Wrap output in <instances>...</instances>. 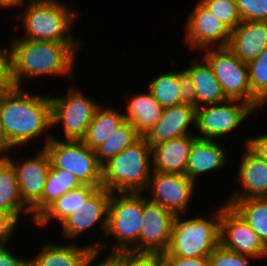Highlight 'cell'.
<instances>
[{
  "label": "cell",
  "mask_w": 267,
  "mask_h": 266,
  "mask_svg": "<svg viewBox=\"0 0 267 266\" xmlns=\"http://www.w3.org/2000/svg\"><path fill=\"white\" fill-rule=\"evenodd\" d=\"M255 111L250 104L235 99L197 107L194 129L197 128L196 131L198 130L201 136H196L209 140L224 137Z\"/></svg>",
  "instance_id": "obj_10"
},
{
  "label": "cell",
  "mask_w": 267,
  "mask_h": 266,
  "mask_svg": "<svg viewBox=\"0 0 267 266\" xmlns=\"http://www.w3.org/2000/svg\"><path fill=\"white\" fill-rule=\"evenodd\" d=\"M140 137L135 127L125 120L103 144L94 150L98 162L103 165L110 158L131 146Z\"/></svg>",
  "instance_id": "obj_29"
},
{
  "label": "cell",
  "mask_w": 267,
  "mask_h": 266,
  "mask_svg": "<svg viewBox=\"0 0 267 266\" xmlns=\"http://www.w3.org/2000/svg\"><path fill=\"white\" fill-rule=\"evenodd\" d=\"M230 31L242 21L235 0H199Z\"/></svg>",
  "instance_id": "obj_33"
},
{
  "label": "cell",
  "mask_w": 267,
  "mask_h": 266,
  "mask_svg": "<svg viewBox=\"0 0 267 266\" xmlns=\"http://www.w3.org/2000/svg\"><path fill=\"white\" fill-rule=\"evenodd\" d=\"M196 108L180 104L163 108L160 119L144 136L150 146L172 139L194 135L188 129L192 124L195 127Z\"/></svg>",
  "instance_id": "obj_17"
},
{
  "label": "cell",
  "mask_w": 267,
  "mask_h": 266,
  "mask_svg": "<svg viewBox=\"0 0 267 266\" xmlns=\"http://www.w3.org/2000/svg\"><path fill=\"white\" fill-rule=\"evenodd\" d=\"M241 21H267V0H235Z\"/></svg>",
  "instance_id": "obj_35"
},
{
  "label": "cell",
  "mask_w": 267,
  "mask_h": 266,
  "mask_svg": "<svg viewBox=\"0 0 267 266\" xmlns=\"http://www.w3.org/2000/svg\"><path fill=\"white\" fill-rule=\"evenodd\" d=\"M196 139V135H187L152 145V171L186 174L190 149Z\"/></svg>",
  "instance_id": "obj_20"
},
{
  "label": "cell",
  "mask_w": 267,
  "mask_h": 266,
  "mask_svg": "<svg viewBox=\"0 0 267 266\" xmlns=\"http://www.w3.org/2000/svg\"><path fill=\"white\" fill-rule=\"evenodd\" d=\"M117 194L111 193L108 203L106 237L109 235L116 238L109 253L139 252V234L143 220L142 193Z\"/></svg>",
  "instance_id": "obj_6"
},
{
  "label": "cell",
  "mask_w": 267,
  "mask_h": 266,
  "mask_svg": "<svg viewBox=\"0 0 267 266\" xmlns=\"http://www.w3.org/2000/svg\"><path fill=\"white\" fill-rule=\"evenodd\" d=\"M161 259L158 253L118 251V266H157Z\"/></svg>",
  "instance_id": "obj_36"
},
{
  "label": "cell",
  "mask_w": 267,
  "mask_h": 266,
  "mask_svg": "<svg viewBox=\"0 0 267 266\" xmlns=\"http://www.w3.org/2000/svg\"><path fill=\"white\" fill-rule=\"evenodd\" d=\"M126 108L125 120L135 127L141 137H144L156 124L163 111V107L148 90L147 93L132 96Z\"/></svg>",
  "instance_id": "obj_24"
},
{
  "label": "cell",
  "mask_w": 267,
  "mask_h": 266,
  "mask_svg": "<svg viewBox=\"0 0 267 266\" xmlns=\"http://www.w3.org/2000/svg\"><path fill=\"white\" fill-rule=\"evenodd\" d=\"M9 153L4 156L15 168L19 186L20 198L31 210L32 223L42 213V195L51 162L45 148H41L34 157L26 158L22 162L13 161Z\"/></svg>",
  "instance_id": "obj_11"
},
{
  "label": "cell",
  "mask_w": 267,
  "mask_h": 266,
  "mask_svg": "<svg viewBox=\"0 0 267 266\" xmlns=\"http://www.w3.org/2000/svg\"><path fill=\"white\" fill-rule=\"evenodd\" d=\"M103 243L96 242L82 246L72 242L64 245L46 242L41 251L29 259V266H84L93 250L101 252L104 249L106 243Z\"/></svg>",
  "instance_id": "obj_21"
},
{
  "label": "cell",
  "mask_w": 267,
  "mask_h": 266,
  "mask_svg": "<svg viewBox=\"0 0 267 266\" xmlns=\"http://www.w3.org/2000/svg\"><path fill=\"white\" fill-rule=\"evenodd\" d=\"M204 59L211 66L228 99L241 100L256 111L262 104L252 95L249 85L248 65L236 57L227 47L203 49Z\"/></svg>",
  "instance_id": "obj_8"
},
{
  "label": "cell",
  "mask_w": 267,
  "mask_h": 266,
  "mask_svg": "<svg viewBox=\"0 0 267 266\" xmlns=\"http://www.w3.org/2000/svg\"><path fill=\"white\" fill-rule=\"evenodd\" d=\"M0 266H29V260L18 258L6 245H0Z\"/></svg>",
  "instance_id": "obj_42"
},
{
  "label": "cell",
  "mask_w": 267,
  "mask_h": 266,
  "mask_svg": "<svg viewBox=\"0 0 267 266\" xmlns=\"http://www.w3.org/2000/svg\"><path fill=\"white\" fill-rule=\"evenodd\" d=\"M81 186L80 181L70 172L50 166L42 195V212L55 200Z\"/></svg>",
  "instance_id": "obj_30"
},
{
  "label": "cell",
  "mask_w": 267,
  "mask_h": 266,
  "mask_svg": "<svg viewBox=\"0 0 267 266\" xmlns=\"http://www.w3.org/2000/svg\"><path fill=\"white\" fill-rule=\"evenodd\" d=\"M195 182L186 174L152 171L146 190L151 189V202L157 203L174 215H185L194 196Z\"/></svg>",
  "instance_id": "obj_13"
},
{
  "label": "cell",
  "mask_w": 267,
  "mask_h": 266,
  "mask_svg": "<svg viewBox=\"0 0 267 266\" xmlns=\"http://www.w3.org/2000/svg\"><path fill=\"white\" fill-rule=\"evenodd\" d=\"M19 221L10 213L0 210V245H7Z\"/></svg>",
  "instance_id": "obj_39"
},
{
  "label": "cell",
  "mask_w": 267,
  "mask_h": 266,
  "mask_svg": "<svg viewBox=\"0 0 267 266\" xmlns=\"http://www.w3.org/2000/svg\"><path fill=\"white\" fill-rule=\"evenodd\" d=\"M244 142V145L267 162V134L247 138Z\"/></svg>",
  "instance_id": "obj_41"
},
{
  "label": "cell",
  "mask_w": 267,
  "mask_h": 266,
  "mask_svg": "<svg viewBox=\"0 0 267 266\" xmlns=\"http://www.w3.org/2000/svg\"><path fill=\"white\" fill-rule=\"evenodd\" d=\"M13 87L9 50L0 47V97Z\"/></svg>",
  "instance_id": "obj_38"
},
{
  "label": "cell",
  "mask_w": 267,
  "mask_h": 266,
  "mask_svg": "<svg viewBox=\"0 0 267 266\" xmlns=\"http://www.w3.org/2000/svg\"><path fill=\"white\" fill-rule=\"evenodd\" d=\"M0 210L12 214L18 221L21 213L31 215L20 198L15 168L4 156H0Z\"/></svg>",
  "instance_id": "obj_25"
},
{
  "label": "cell",
  "mask_w": 267,
  "mask_h": 266,
  "mask_svg": "<svg viewBox=\"0 0 267 266\" xmlns=\"http://www.w3.org/2000/svg\"><path fill=\"white\" fill-rule=\"evenodd\" d=\"M147 89L163 108L181 104L178 71L155 76Z\"/></svg>",
  "instance_id": "obj_31"
},
{
  "label": "cell",
  "mask_w": 267,
  "mask_h": 266,
  "mask_svg": "<svg viewBox=\"0 0 267 266\" xmlns=\"http://www.w3.org/2000/svg\"><path fill=\"white\" fill-rule=\"evenodd\" d=\"M178 85L180 86L181 104L197 108V95L190 75L183 69L178 70Z\"/></svg>",
  "instance_id": "obj_37"
},
{
  "label": "cell",
  "mask_w": 267,
  "mask_h": 266,
  "mask_svg": "<svg viewBox=\"0 0 267 266\" xmlns=\"http://www.w3.org/2000/svg\"><path fill=\"white\" fill-rule=\"evenodd\" d=\"M71 9L59 0H30L18 16L25 29L20 39L80 42L68 32L79 15Z\"/></svg>",
  "instance_id": "obj_4"
},
{
  "label": "cell",
  "mask_w": 267,
  "mask_h": 266,
  "mask_svg": "<svg viewBox=\"0 0 267 266\" xmlns=\"http://www.w3.org/2000/svg\"><path fill=\"white\" fill-rule=\"evenodd\" d=\"M210 266H250V260L255 258L236 253L219 244L208 256Z\"/></svg>",
  "instance_id": "obj_34"
},
{
  "label": "cell",
  "mask_w": 267,
  "mask_h": 266,
  "mask_svg": "<svg viewBox=\"0 0 267 266\" xmlns=\"http://www.w3.org/2000/svg\"><path fill=\"white\" fill-rule=\"evenodd\" d=\"M151 146L140 137L102 165V187L112 193L146 191L151 173Z\"/></svg>",
  "instance_id": "obj_3"
},
{
  "label": "cell",
  "mask_w": 267,
  "mask_h": 266,
  "mask_svg": "<svg viewBox=\"0 0 267 266\" xmlns=\"http://www.w3.org/2000/svg\"><path fill=\"white\" fill-rule=\"evenodd\" d=\"M99 187L82 185L80 188L71 190L62 197L51 203L34 221L36 226L43 227L52 219L63 221L74 209Z\"/></svg>",
  "instance_id": "obj_28"
},
{
  "label": "cell",
  "mask_w": 267,
  "mask_h": 266,
  "mask_svg": "<svg viewBox=\"0 0 267 266\" xmlns=\"http://www.w3.org/2000/svg\"><path fill=\"white\" fill-rule=\"evenodd\" d=\"M220 244L255 259L267 256V247L252 228L229 205H221Z\"/></svg>",
  "instance_id": "obj_12"
},
{
  "label": "cell",
  "mask_w": 267,
  "mask_h": 266,
  "mask_svg": "<svg viewBox=\"0 0 267 266\" xmlns=\"http://www.w3.org/2000/svg\"><path fill=\"white\" fill-rule=\"evenodd\" d=\"M9 49L14 87L40 75L71 77L76 66L80 42L25 40L16 37ZM75 65V66H74Z\"/></svg>",
  "instance_id": "obj_1"
},
{
  "label": "cell",
  "mask_w": 267,
  "mask_h": 266,
  "mask_svg": "<svg viewBox=\"0 0 267 266\" xmlns=\"http://www.w3.org/2000/svg\"><path fill=\"white\" fill-rule=\"evenodd\" d=\"M218 209L210 220L203 216L185 220L183 215H175L171 241L162 256L208 257L220 244L221 206Z\"/></svg>",
  "instance_id": "obj_5"
},
{
  "label": "cell",
  "mask_w": 267,
  "mask_h": 266,
  "mask_svg": "<svg viewBox=\"0 0 267 266\" xmlns=\"http://www.w3.org/2000/svg\"><path fill=\"white\" fill-rule=\"evenodd\" d=\"M125 121L123 112L102 106L97 108L84 138L81 140L91 150L103 144L110 135Z\"/></svg>",
  "instance_id": "obj_26"
},
{
  "label": "cell",
  "mask_w": 267,
  "mask_h": 266,
  "mask_svg": "<svg viewBox=\"0 0 267 266\" xmlns=\"http://www.w3.org/2000/svg\"><path fill=\"white\" fill-rule=\"evenodd\" d=\"M184 70L192 79L197 95V107L228 100L211 66L204 58L203 61H196Z\"/></svg>",
  "instance_id": "obj_23"
},
{
  "label": "cell",
  "mask_w": 267,
  "mask_h": 266,
  "mask_svg": "<svg viewBox=\"0 0 267 266\" xmlns=\"http://www.w3.org/2000/svg\"><path fill=\"white\" fill-rule=\"evenodd\" d=\"M157 266H170L163 258L158 262Z\"/></svg>",
  "instance_id": "obj_46"
},
{
  "label": "cell",
  "mask_w": 267,
  "mask_h": 266,
  "mask_svg": "<svg viewBox=\"0 0 267 266\" xmlns=\"http://www.w3.org/2000/svg\"><path fill=\"white\" fill-rule=\"evenodd\" d=\"M267 47V21H242L231 31L227 48L248 63Z\"/></svg>",
  "instance_id": "obj_19"
},
{
  "label": "cell",
  "mask_w": 267,
  "mask_h": 266,
  "mask_svg": "<svg viewBox=\"0 0 267 266\" xmlns=\"http://www.w3.org/2000/svg\"><path fill=\"white\" fill-rule=\"evenodd\" d=\"M185 43L191 49L203 51L216 44L217 47H227L231 31L200 1L190 12L186 23Z\"/></svg>",
  "instance_id": "obj_15"
},
{
  "label": "cell",
  "mask_w": 267,
  "mask_h": 266,
  "mask_svg": "<svg viewBox=\"0 0 267 266\" xmlns=\"http://www.w3.org/2000/svg\"><path fill=\"white\" fill-rule=\"evenodd\" d=\"M226 153L215 140L197 138L190 149L186 175L196 182V177L225 167Z\"/></svg>",
  "instance_id": "obj_22"
},
{
  "label": "cell",
  "mask_w": 267,
  "mask_h": 266,
  "mask_svg": "<svg viewBox=\"0 0 267 266\" xmlns=\"http://www.w3.org/2000/svg\"><path fill=\"white\" fill-rule=\"evenodd\" d=\"M12 149L14 148L9 144L0 121V156H6L8 151Z\"/></svg>",
  "instance_id": "obj_44"
},
{
  "label": "cell",
  "mask_w": 267,
  "mask_h": 266,
  "mask_svg": "<svg viewBox=\"0 0 267 266\" xmlns=\"http://www.w3.org/2000/svg\"><path fill=\"white\" fill-rule=\"evenodd\" d=\"M241 154L237 181L242 189L241 192H235L228 200L267 197V162L247 145Z\"/></svg>",
  "instance_id": "obj_18"
},
{
  "label": "cell",
  "mask_w": 267,
  "mask_h": 266,
  "mask_svg": "<svg viewBox=\"0 0 267 266\" xmlns=\"http://www.w3.org/2000/svg\"><path fill=\"white\" fill-rule=\"evenodd\" d=\"M267 247V197L227 200Z\"/></svg>",
  "instance_id": "obj_27"
},
{
  "label": "cell",
  "mask_w": 267,
  "mask_h": 266,
  "mask_svg": "<svg viewBox=\"0 0 267 266\" xmlns=\"http://www.w3.org/2000/svg\"><path fill=\"white\" fill-rule=\"evenodd\" d=\"M175 215L143 197V220L139 234V252L163 254L167 251Z\"/></svg>",
  "instance_id": "obj_16"
},
{
  "label": "cell",
  "mask_w": 267,
  "mask_h": 266,
  "mask_svg": "<svg viewBox=\"0 0 267 266\" xmlns=\"http://www.w3.org/2000/svg\"><path fill=\"white\" fill-rule=\"evenodd\" d=\"M26 2L28 3L27 0H0V8H23L27 4Z\"/></svg>",
  "instance_id": "obj_45"
},
{
  "label": "cell",
  "mask_w": 267,
  "mask_h": 266,
  "mask_svg": "<svg viewBox=\"0 0 267 266\" xmlns=\"http://www.w3.org/2000/svg\"><path fill=\"white\" fill-rule=\"evenodd\" d=\"M44 137V148L53 168L70 172L82 185L102 187V165L94 150L81 140H59L51 134Z\"/></svg>",
  "instance_id": "obj_7"
},
{
  "label": "cell",
  "mask_w": 267,
  "mask_h": 266,
  "mask_svg": "<svg viewBox=\"0 0 267 266\" xmlns=\"http://www.w3.org/2000/svg\"><path fill=\"white\" fill-rule=\"evenodd\" d=\"M0 121L13 148L26 145L53 126L50 97L13 87L0 97Z\"/></svg>",
  "instance_id": "obj_2"
},
{
  "label": "cell",
  "mask_w": 267,
  "mask_h": 266,
  "mask_svg": "<svg viewBox=\"0 0 267 266\" xmlns=\"http://www.w3.org/2000/svg\"><path fill=\"white\" fill-rule=\"evenodd\" d=\"M105 187L97 188L84 203H80L63 221L60 222L62 235L74 239L100 223L99 227L106 235L108 203L111 196Z\"/></svg>",
  "instance_id": "obj_14"
},
{
  "label": "cell",
  "mask_w": 267,
  "mask_h": 266,
  "mask_svg": "<svg viewBox=\"0 0 267 266\" xmlns=\"http://www.w3.org/2000/svg\"><path fill=\"white\" fill-rule=\"evenodd\" d=\"M100 253L98 250H93L87 257L84 266H118V252L109 253L99 264L93 265V261L98 258Z\"/></svg>",
  "instance_id": "obj_43"
},
{
  "label": "cell",
  "mask_w": 267,
  "mask_h": 266,
  "mask_svg": "<svg viewBox=\"0 0 267 266\" xmlns=\"http://www.w3.org/2000/svg\"><path fill=\"white\" fill-rule=\"evenodd\" d=\"M247 65L252 95L264 105L267 102V47Z\"/></svg>",
  "instance_id": "obj_32"
},
{
  "label": "cell",
  "mask_w": 267,
  "mask_h": 266,
  "mask_svg": "<svg viewBox=\"0 0 267 266\" xmlns=\"http://www.w3.org/2000/svg\"><path fill=\"white\" fill-rule=\"evenodd\" d=\"M170 266H210L209 257L162 256Z\"/></svg>",
  "instance_id": "obj_40"
},
{
  "label": "cell",
  "mask_w": 267,
  "mask_h": 266,
  "mask_svg": "<svg viewBox=\"0 0 267 266\" xmlns=\"http://www.w3.org/2000/svg\"><path fill=\"white\" fill-rule=\"evenodd\" d=\"M52 125H63L64 140H82L100 103L71 87L67 95L50 97Z\"/></svg>",
  "instance_id": "obj_9"
}]
</instances>
